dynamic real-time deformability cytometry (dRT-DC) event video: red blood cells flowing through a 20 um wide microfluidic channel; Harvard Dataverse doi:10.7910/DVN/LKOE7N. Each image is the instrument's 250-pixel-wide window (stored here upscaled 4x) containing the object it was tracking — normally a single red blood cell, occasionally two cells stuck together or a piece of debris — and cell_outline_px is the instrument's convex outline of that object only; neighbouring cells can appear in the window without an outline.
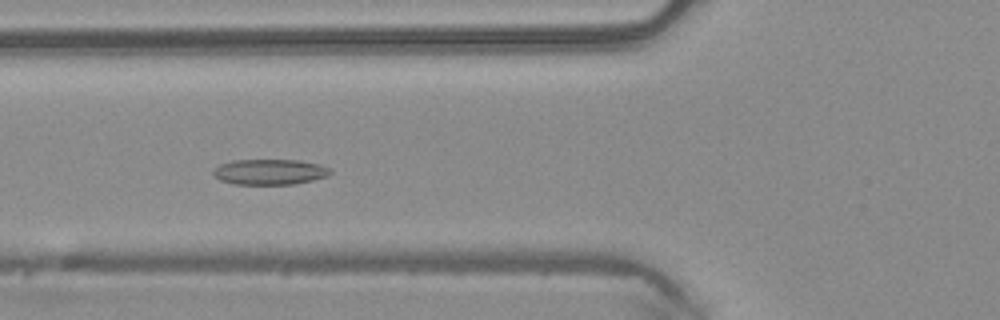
{"species": "common noctule bat (a hibernating species)", "species_latin": "Nyctalus noctula", "temperature_condition": "warm", "stored_images_in_passage": 51, "camera_frame_rate_fps": 3000, "um_per_image_px": 0.085, "animal": {"sex": "male", "body_mass_g": 20.4}, "frame": {"image": 1, "passage_image": 19, "time_ms": 6.0, "image_size_px": [1000, 320], "cell_outline_px": [[332, 172], [328, 176], [296, 184], [232, 184], [220, 180], [212, 172], [220, 164], [232, 160], [300, 160], [320, 164], [328, 168]], "centroid_in_image_um": [22.94, 14.61], "position_along_channel_um": 102.9, "area_um2": 17.4}}
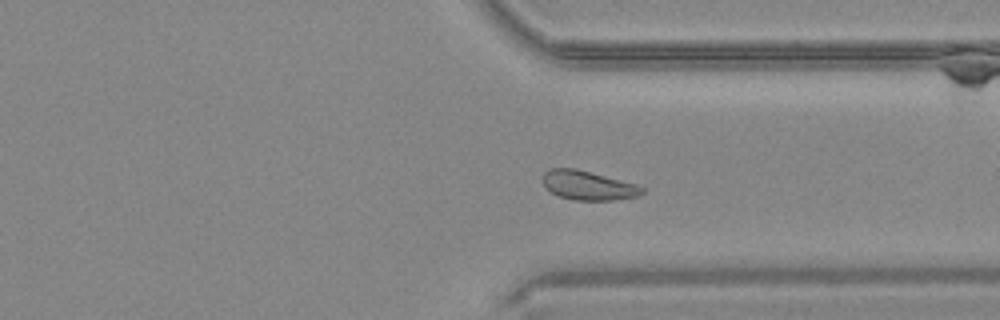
{"frame": {"image": 2, "passage_image": 38, "time_ms": 12.333, "image_size_px": [1000, 320], "cell_outline_px": [[644, 192], [636, 196], [616, 200], [572, 200], [556, 196], [544, 188], [544, 172], [552, 168], [576, 168], [636, 184], [644, 188]], "centroid_in_image_um": [49.96, 15.77], "position_along_channel_um": 361.4, "area_um2": 16.94}}
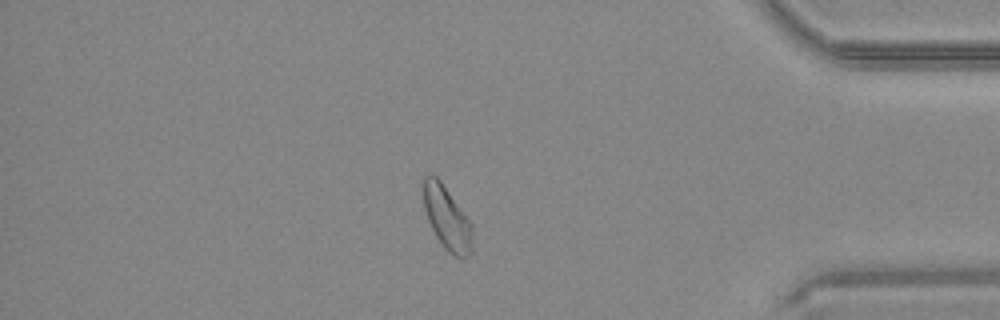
{"frame": {"image": 3, "passage_image": 43, "time_ms": 14.0, "image_size_px": [1000, 320], "cell_outline_px": [[472, 252], [468, 256], [460, 260], [448, 252], [440, 244], [428, 220], [424, 208], [424, 176], [436, 176], [440, 180], [472, 224]], "centroid_in_image_um": [38.02, 18.61], "position_along_channel_um": 397.2, "area_um2": 17.98}, "authors_computed_cell_mechanics": {"area_um2": 18.1492, "velocity_mm_per_s": 4.07, "shape_relaxation_time_tau1_ms": 4.2264, "shape_relaxation_time_tau2_ms": null, "deformation_change_tau1": 0.0829, "deformation_change_tau2": null}}